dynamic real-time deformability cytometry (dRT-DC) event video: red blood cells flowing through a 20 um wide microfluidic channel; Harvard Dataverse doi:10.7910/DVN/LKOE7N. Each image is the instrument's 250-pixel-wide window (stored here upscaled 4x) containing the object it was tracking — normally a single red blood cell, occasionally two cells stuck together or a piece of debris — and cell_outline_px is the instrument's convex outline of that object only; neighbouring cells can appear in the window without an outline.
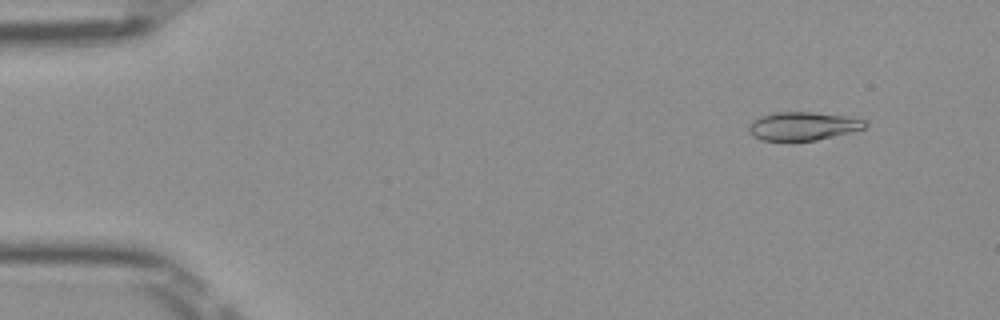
{"species": "Egyptian fruit bat (a non-hibernating species)", "species_latin": "Rousettus aegyptiacus", "temperature_condition": "room temperature", "stored_images_in_passage": 51, "camera_frame_rate_fps": 3000, "um_per_image_px": 0.085, "frame": {"image": 1, "passage_image": 5, "time_ms": 1.333, "image_size_px": [1000, 320], "cell_outline_px": [[868, 124], [864, 128], [852, 132], [816, 140], [788, 144], [764, 140], [752, 136], [748, 132], [748, 124], [752, 120], [760, 116], [772, 112], [812, 112], [844, 116], [864, 120]], "centroid_in_image_um": [68.16, 10.76], "position_along_channel_um": 16.8, "area_um2": 19.94}}
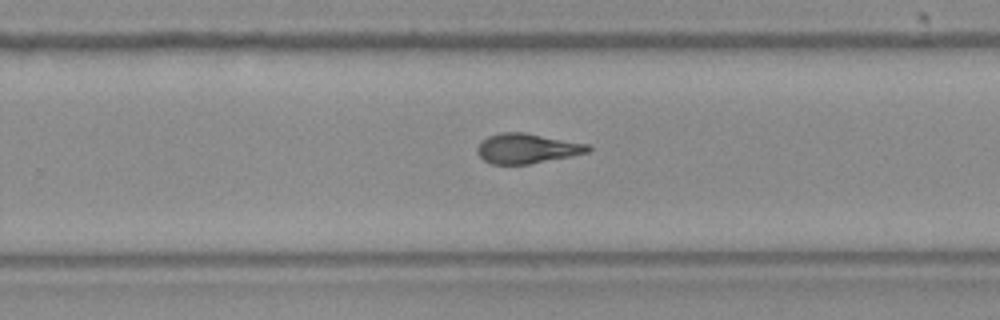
{"frame": {"image": 2, "passage_image": 33, "time_ms": 10.667, "image_size_px": [1000, 320], "cell_outline_px": [[592, 148], [588, 152], [572, 156], [528, 164], [492, 164], [484, 160], [476, 152], [476, 148], [480, 140], [488, 136], [500, 132], [524, 132], [588, 144]], "centroid_in_image_um": [44.76, 12.61], "position_along_channel_um": 285.0, "area_um2": 19.36}}
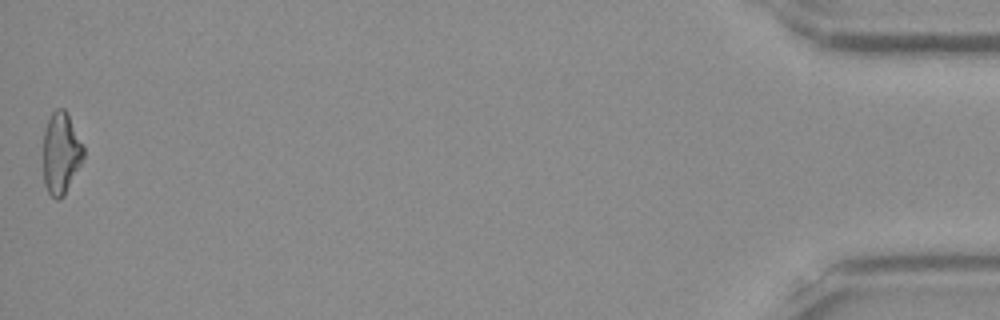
{"frame": {"image": 3, "passage_image": 51, "time_ms": 16.667, "image_size_px": [1000, 320], "cell_outline_px": [[84, 160], [64, 196], [60, 200], [56, 200], [48, 192], [44, 184], [44, 132], [48, 120], [52, 112], [56, 108], [64, 108], [68, 112], [84, 144]], "centroid_in_image_um": [5.22, 13.01], "position_along_channel_um": 430.0, "area_um2": 19.59}, "authors_computed_cell_mechanics": {"area_um2": 19.4786, "velocity_mm_per_s": 3.9915, "shape_relaxation_time_tau1_ms": null, "shape_relaxation_time_tau2_ms": 1.7954, "deformation_change_tau1": null, "deformation_change_tau2": 0.0742}}